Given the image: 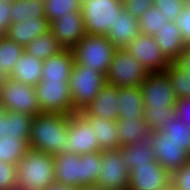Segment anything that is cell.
<instances>
[{"mask_svg":"<svg viewBox=\"0 0 190 190\" xmlns=\"http://www.w3.org/2000/svg\"><path fill=\"white\" fill-rule=\"evenodd\" d=\"M24 53V47L15 43L6 35L0 36V71L6 77L12 73L14 65Z\"/></svg>","mask_w":190,"mask_h":190,"instance_id":"obj_29","label":"cell"},{"mask_svg":"<svg viewBox=\"0 0 190 190\" xmlns=\"http://www.w3.org/2000/svg\"><path fill=\"white\" fill-rule=\"evenodd\" d=\"M176 116L190 126V98L178 100L175 105Z\"/></svg>","mask_w":190,"mask_h":190,"instance_id":"obj_43","label":"cell"},{"mask_svg":"<svg viewBox=\"0 0 190 190\" xmlns=\"http://www.w3.org/2000/svg\"><path fill=\"white\" fill-rule=\"evenodd\" d=\"M139 87L144 103L143 119L153 132L161 131L165 123L176 115L178 102L168 72L148 73Z\"/></svg>","mask_w":190,"mask_h":190,"instance_id":"obj_1","label":"cell"},{"mask_svg":"<svg viewBox=\"0 0 190 190\" xmlns=\"http://www.w3.org/2000/svg\"><path fill=\"white\" fill-rule=\"evenodd\" d=\"M66 153L77 155L101 152L95 135L88 122L78 113L70 115Z\"/></svg>","mask_w":190,"mask_h":190,"instance_id":"obj_12","label":"cell"},{"mask_svg":"<svg viewBox=\"0 0 190 190\" xmlns=\"http://www.w3.org/2000/svg\"><path fill=\"white\" fill-rule=\"evenodd\" d=\"M117 90V86L106 83L83 111L96 118L117 121L119 119Z\"/></svg>","mask_w":190,"mask_h":190,"instance_id":"obj_17","label":"cell"},{"mask_svg":"<svg viewBox=\"0 0 190 190\" xmlns=\"http://www.w3.org/2000/svg\"><path fill=\"white\" fill-rule=\"evenodd\" d=\"M16 165L0 161V190H16Z\"/></svg>","mask_w":190,"mask_h":190,"instance_id":"obj_38","label":"cell"},{"mask_svg":"<svg viewBox=\"0 0 190 190\" xmlns=\"http://www.w3.org/2000/svg\"><path fill=\"white\" fill-rule=\"evenodd\" d=\"M7 108L4 102L0 99V117L4 116L7 113Z\"/></svg>","mask_w":190,"mask_h":190,"instance_id":"obj_48","label":"cell"},{"mask_svg":"<svg viewBox=\"0 0 190 190\" xmlns=\"http://www.w3.org/2000/svg\"><path fill=\"white\" fill-rule=\"evenodd\" d=\"M153 7H157L168 21H174L185 7L184 0H153Z\"/></svg>","mask_w":190,"mask_h":190,"instance_id":"obj_37","label":"cell"},{"mask_svg":"<svg viewBox=\"0 0 190 190\" xmlns=\"http://www.w3.org/2000/svg\"><path fill=\"white\" fill-rule=\"evenodd\" d=\"M83 0H44L45 17L49 22L68 15L70 11H81Z\"/></svg>","mask_w":190,"mask_h":190,"instance_id":"obj_34","label":"cell"},{"mask_svg":"<svg viewBox=\"0 0 190 190\" xmlns=\"http://www.w3.org/2000/svg\"><path fill=\"white\" fill-rule=\"evenodd\" d=\"M43 61L25 51L16 61L9 78L35 87L42 80Z\"/></svg>","mask_w":190,"mask_h":190,"instance_id":"obj_24","label":"cell"},{"mask_svg":"<svg viewBox=\"0 0 190 190\" xmlns=\"http://www.w3.org/2000/svg\"><path fill=\"white\" fill-rule=\"evenodd\" d=\"M124 8L122 0H83V15L86 34L106 35Z\"/></svg>","mask_w":190,"mask_h":190,"instance_id":"obj_6","label":"cell"},{"mask_svg":"<svg viewBox=\"0 0 190 190\" xmlns=\"http://www.w3.org/2000/svg\"><path fill=\"white\" fill-rule=\"evenodd\" d=\"M10 1H0V36L7 34L9 26L12 24L10 14Z\"/></svg>","mask_w":190,"mask_h":190,"instance_id":"obj_42","label":"cell"},{"mask_svg":"<svg viewBox=\"0 0 190 190\" xmlns=\"http://www.w3.org/2000/svg\"><path fill=\"white\" fill-rule=\"evenodd\" d=\"M74 63L72 49H64L52 55L43 60L41 81H69Z\"/></svg>","mask_w":190,"mask_h":190,"instance_id":"obj_21","label":"cell"},{"mask_svg":"<svg viewBox=\"0 0 190 190\" xmlns=\"http://www.w3.org/2000/svg\"><path fill=\"white\" fill-rule=\"evenodd\" d=\"M122 2L125 10L136 19L153 6V0H122Z\"/></svg>","mask_w":190,"mask_h":190,"instance_id":"obj_41","label":"cell"},{"mask_svg":"<svg viewBox=\"0 0 190 190\" xmlns=\"http://www.w3.org/2000/svg\"><path fill=\"white\" fill-rule=\"evenodd\" d=\"M139 33L140 27L138 19L134 18L123 8L117 14V19L106 34V37L117 49H123L129 42L134 40Z\"/></svg>","mask_w":190,"mask_h":190,"instance_id":"obj_19","label":"cell"},{"mask_svg":"<svg viewBox=\"0 0 190 190\" xmlns=\"http://www.w3.org/2000/svg\"><path fill=\"white\" fill-rule=\"evenodd\" d=\"M174 62L190 74V45L184 48L181 55Z\"/></svg>","mask_w":190,"mask_h":190,"instance_id":"obj_44","label":"cell"},{"mask_svg":"<svg viewBox=\"0 0 190 190\" xmlns=\"http://www.w3.org/2000/svg\"><path fill=\"white\" fill-rule=\"evenodd\" d=\"M65 48L56 39V37L48 31L45 34L39 35L24 47V51L39 60L43 61L50 58L52 55L63 51Z\"/></svg>","mask_w":190,"mask_h":190,"instance_id":"obj_27","label":"cell"},{"mask_svg":"<svg viewBox=\"0 0 190 190\" xmlns=\"http://www.w3.org/2000/svg\"><path fill=\"white\" fill-rule=\"evenodd\" d=\"M148 73L125 48L116 49L106 74V83L117 87L140 86Z\"/></svg>","mask_w":190,"mask_h":190,"instance_id":"obj_7","label":"cell"},{"mask_svg":"<svg viewBox=\"0 0 190 190\" xmlns=\"http://www.w3.org/2000/svg\"><path fill=\"white\" fill-rule=\"evenodd\" d=\"M6 122H7V113L0 117V138L6 136Z\"/></svg>","mask_w":190,"mask_h":190,"instance_id":"obj_46","label":"cell"},{"mask_svg":"<svg viewBox=\"0 0 190 190\" xmlns=\"http://www.w3.org/2000/svg\"><path fill=\"white\" fill-rule=\"evenodd\" d=\"M165 138L179 143L190 154V126L176 115L160 131Z\"/></svg>","mask_w":190,"mask_h":190,"instance_id":"obj_32","label":"cell"},{"mask_svg":"<svg viewBox=\"0 0 190 190\" xmlns=\"http://www.w3.org/2000/svg\"><path fill=\"white\" fill-rule=\"evenodd\" d=\"M185 6L190 8V0H185Z\"/></svg>","mask_w":190,"mask_h":190,"instance_id":"obj_50","label":"cell"},{"mask_svg":"<svg viewBox=\"0 0 190 190\" xmlns=\"http://www.w3.org/2000/svg\"><path fill=\"white\" fill-rule=\"evenodd\" d=\"M29 150L28 143L20 138L2 136L0 138V161L16 165Z\"/></svg>","mask_w":190,"mask_h":190,"instance_id":"obj_31","label":"cell"},{"mask_svg":"<svg viewBox=\"0 0 190 190\" xmlns=\"http://www.w3.org/2000/svg\"><path fill=\"white\" fill-rule=\"evenodd\" d=\"M55 182L82 187V155L72 153L54 155Z\"/></svg>","mask_w":190,"mask_h":190,"instance_id":"obj_16","label":"cell"},{"mask_svg":"<svg viewBox=\"0 0 190 190\" xmlns=\"http://www.w3.org/2000/svg\"><path fill=\"white\" fill-rule=\"evenodd\" d=\"M69 119L70 114L47 112L39 113L33 117L29 148L53 156L65 154Z\"/></svg>","mask_w":190,"mask_h":190,"instance_id":"obj_2","label":"cell"},{"mask_svg":"<svg viewBox=\"0 0 190 190\" xmlns=\"http://www.w3.org/2000/svg\"><path fill=\"white\" fill-rule=\"evenodd\" d=\"M119 119L143 118L144 103L139 86L118 87L117 90Z\"/></svg>","mask_w":190,"mask_h":190,"instance_id":"obj_22","label":"cell"},{"mask_svg":"<svg viewBox=\"0 0 190 190\" xmlns=\"http://www.w3.org/2000/svg\"><path fill=\"white\" fill-rule=\"evenodd\" d=\"M50 22L46 17L34 16L33 20H19L9 26L6 34L12 41L25 47L39 35L50 31Z\"/></svg>","mask_w":190,"mask_h":190,"instance_id":"obj_18","label":"cell"},{"mask_svg":"<svg viewBox=\"0 0 190 190\" xmlns=\"http://www.w3.org/2000/svg\"><path fill=\"white\" fill-rule=\"evenodd\" d=\"M153 151L156 161L170 174L181 168L190 159V154L179 143L165 138L160 132H152Z\"/></svg>","mask_w":190,"mask_h":190,"instance_id":"obj_14","label":"cell"},{"mask_svg":"<svg viewBox=\"0 0 190 190\" xmlns=\"http://www.w3.org/2000/svg\"><path fill=\"white\" fill-rule=\"evenodd\" d=\"M166 71L178 100L190 98V74L181 69L174 61L170 62Z\"/></svg>","mask_w":190,"mask_h":190,"instance_id":"obj_33","label":"cell"},{"mask_svg":"<svg viewBox=\"0 0 190 190\" xmlns=\"http://www.w3.org/2000/svg\"><path fill=\"white\" fill-rule=\"evenodd\" d=\"M167 21L160 9L152 6L138 19L140 33L154 36Z\"/></svg>","mask_w":190,"mask_h":190,"instance_id":"obj_36","label":"cell"},{"mask_svg":"<svg viewBox=\"0 0 190 190\" xmlns=\"http://www.w3.org/2000/svg\"><path fill=\"white\" fill-rule=\"evenodd\" d=\"M12 23L19 20H33L34 16L45 17L44 2L39 0H11Z\"/></svg>","mask_w":190,"mask_h":190,"instance_id":"obj_30","label":"cell"},{"mask_svg":"<svg viewBox=\"0 0 190 190\" xmlns=\"http://www.w3.org/2000/svg\"><path fill=\"white\" fill-rule=\"evenodd\" d=\"M118 139L120 147L134 144L138 140H147L153 132L143 118L140 119H118Z\"/></svg>","mask_w":190,"mask_h":190,"instance_id":"obj_25","label":"cell"},{"mask_svg":"<svg viewBox=\"0 0 190 190\" xmlns=\"http://www.w3.org/2000/svg\"><path fill=\"white\" fill-rule=\"evenodd\" d=\"M174 22L180 29L185 46L190 45V8L185 6Z\"/></svg>","mask_w":190,"mask_h":190,"instance_id":"obj_40","label":"cell"},{"mask_svg":"<svg viewBox=\"0 0 190 190\" xmlns=\"http://www.w3.org/2000/svg\"><path fill=\"white\" fill-rule=\"evenodd\" d=\"M16 171V190H46L55 183L54 156L29 148Z\"/></svg>","mask_w":190,"mask_h":190,"instance_id":"obj_3","label":"cell"},{"mask_svg":"<svg viewBox=\"0 0 190 190\" xmlns=\"http://www.w3.org/2000/svg\"><path fill=\"white\" fill-rule=\"evenodd\" d=\"M102 169L97 184L110 190H128L130 171L122 158V150L102 151Z\"/></svg>","mask_w":190,"mask_h":190,"instance_id":"obj_10","label":"cell"},{"mask_svg":"<svg viewBox=\"0 0 190 190\" xmlns=\"http://www.w3.org/2000/svg\"><path fill=\"white\" fill-rule=\"evenodd\" d=\"M125 49L150 72L166 71L170 61L161 52L154 36L139 33Z\"/></svg>","mask_w":190,"mask_h":190,"instance_id":"obj_11","label":"cell"},{"mask_svg":"<svg viewBox=\"0 0 190 190\" xmlns=\"http://www.w3.org/2000/svg\"><path fill=\"white\" fill-rule=\"evenodd\" d=\"M165 190H174V189L170 186V187H168V188L165 189Z\"/></svg>","mask_w":190,"mask_h":190,"instance_id":"obj_51","label":"cell"},{"mask_svg":"<svg viewBox=\"0 0 190 190\" xmlns=\"http://www.w3.org/2000/svg\"><path fill=\"white\" fill-rule=\"evenodd\" d=\"M33 116L16 111H7L6 137H15L29 143Z\"/></svg>","mask_w":190,"mask_h":190,"instance_id":"obj_28","label":"cell"},{"mask_svg":"<svg viewBox=\"0 0 190 190\" xmlns=\"http://www.w3.org/2000/svg\"><path fill=\"white\" fill-rule=\"evenodd\" d=\"M46 190H79V188L55 182L52 185H50Z\"/></svg>","mask_w":190,"mask_h":190,"instance_id":"obj_45","label":"cell"},{"mask_svg":"<svg viewBox=\"0 0 190 190\" xmlns=\"http://www.w3.org/2000/svg\"><path fill=\"white\" fill-rule=\"evenodd\" d=\"M116 47L106 35L86 34L73 48L75 63L93 68L106 76Z\"/></svg>","mask_w":190,"mask_h":190,"instance_id":"obj_4","label":"cell"},{"mask_svg":"<svg viewBox=\"0 0 190 190\" xmlns=\"http://www.w3.org/2000/svg\"><path fill=\"white\" fill-rule=\"evenodd\" d=\"M6 78H7V77L4 75V73L0 71V88L2 87L3 82H4V80H5Z\"/></svg>","mask_w":190,"mask_h":190,"instance_id":"obj_49","label":"cell"},{"mask_svg":"<svg viewBox=\"0 0 190 190\" xmlns=\"http://www.w3.org/2000/svg\"><path fill=\"white\" fill-rule=\"evenodd\" d=\"M154 37L161 52L170 62L175 61L186 47L181 38L180 29L174 21L164 23Z\"/></svg>","mask_w":190,"mask_h":190,"instance_id":"obj_23","label":"cell"},{"mask_svg":"<svg viewBox=\"0 0 190 190\" xmlns=\"http://www.w3.org/2000/svg\"><path fill=\"white\" fill-rule=\"evenodd\" d=\"M102 151L82 154V186L97 182L101 165Z\"/></svg>","mask_w":190,"mask_h":190,"instance_id":"obj_35","label":"cell"},{"mask_svg":"<svg viewBox=\"0 0 190 190\" xmlns=\"http://www.w3.org/2000/svg\"><path fill=\"white\" fill-rule=\"evenodd\" d=\"M170 177L157 161L136 165L130 172L128 190H165L171 186Z\"/></svg>","mask_w":190,"mask_h":190,"instance_id":"obj_13","label":"cell"},{"mask_svg":"<svg viewBox=\"0 0 190 190\" xmlns=\"http://www.w3.org/2000/svg\"><path fill=\"white\" fill-rule=\"evenodd\" d=\"M170 181L174 190H190V159L181 168L171 173Z\"/></svg>","mask_w":190,"mask_h":190,"instance_id":"obj_39","label":"cell"},{"mask_svg":"<svg viewBox=\"0 0 190 190\" xmlns=\"http://www.w3.org/2000/svg\"><path fill=\"white\" fill-rule=\"evenodd\" d=\"M49 28L65 49H72L86 35L81 11H70L68 15L51 21Z\"/></svg>","mask_w":190,"mask_h":190,"instance_id":"obj_15","label":"cell"},{"mask_svg":"<svg viewBox=\"0 0 190 190\" xmlns=\"http://www.w3.org/2000/svg\"><path fill=\"white\" fill-rule=\"evenodd\" d=\"M120 149L122 150V158L130 172L134 170L136 165L156 161L150 138L147 140H138L134 144L123 146Z\"/></svg>","mask_w":190,"mask_h":190,"instance_id":"obj_26","label":"cell"},{"mask_svg":"<svg viewBox=\"0 0 190 190\" xmlns=\"http://www.w3.org/2000/svg\"><path fill=\"white\" fill-rule=\"evenodd\" d=\"M78 113L88 122L89 126L97 135L100 151L120 149L117 121L111 119L96 118L86 114L83 110Z\"/></svg>","mask_w":190,"mask_h":190,"instance_id":"obj_20","label":"cell"},{"mask_svg":"<svg viewBox=\"0 0 190 190\" xmlns=\"http://www.w3.org/2000/svg\"><path fill=\"white\" fill-rule=\"evenodd\" d=\"M0 99L8 111L25 113L35 117L42 113L35 94V87L7 77L0 88Z\"/></svg>","mask_w":190,"mask_h":190,"instance_id":"obj_9","label":"cell"},{"mask_svg":"<svg viewBox=\"0 0 190 190\" xmlns=\"http://www.w3.org/2000/svg\"><path fill=\"white\" fill-rule=\"evenodd\" d=\"M106 84V76L85 66L74 63L69 80L73 108L83 110Z\"/></svg>","mask_w":190,"mask_h":190,"instance_id":"obj_5","label":"cell"},{"mask_svg":"<svg viewBox=\"0 0 190 190\" xmlns=\"http://www.w3.org/2000/svg\"><path fill=\"white\" fill-rule=\"evenodd\" d=\"M35 94L41 112L74 114L69 81H40Z\"/></svg>","mask_w":190,"mask_h":190,"instance_id":"obj_8","label":"cell"},{"mask_svg":"<svg viewBox=\"0 0 190 190\" xmlns=\"http://www.w3.org/2000/svg\"><path fill=\"white\" fill-rule=\"evenodd\" d=\"M79 190H110V189H107L103 186L98 185L97 183H94L87 186H82L79 188Z\"/></svg>","mask_w":190,"mask_h":190,"instance_id":"obj_47","label":"cell"}]
</instances>
